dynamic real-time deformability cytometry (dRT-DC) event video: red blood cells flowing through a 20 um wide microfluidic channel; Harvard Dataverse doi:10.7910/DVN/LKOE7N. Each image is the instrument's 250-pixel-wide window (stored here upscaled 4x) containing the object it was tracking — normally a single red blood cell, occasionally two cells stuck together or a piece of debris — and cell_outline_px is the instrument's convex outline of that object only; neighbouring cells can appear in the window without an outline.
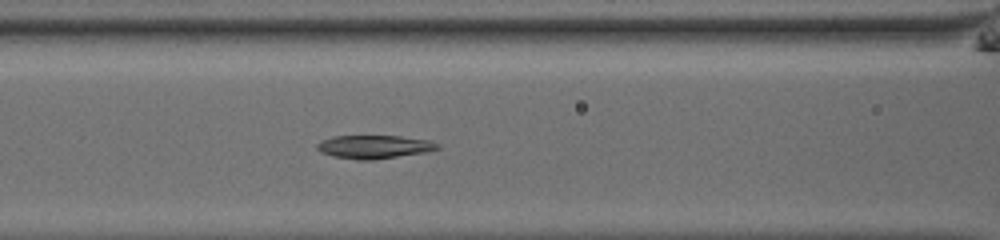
{"species": "common noctule bat (a hibernating species)", "species_latin": "Nyctalus noctula", "temperature_condition": "room temperature", "stored_images_in_passage": 36, "camera_frame_rate_fps": 3000, "um_per_image_px": 0.085, "animal": {"sex": "male", "body_mass_g": 13.0, "forearm_length_mm": 53.1}, "frame": {"image": 1, "passage_image": 8, "time_ms": 2.333, "image_size_px": [1000, 240], "cell_outline_px": [[440, 148], [428, 152], [372, 160], [356, 160], [332, 156], [320, 152], [316, 148], [316, 144], [320, 140], [332, 136], [400, 136], [428, 140], [440, 144]], "centroid_in_image_um": [31.78, 12.48], "position_along_channel_um": 134.8, "area_um2": 16.59}}
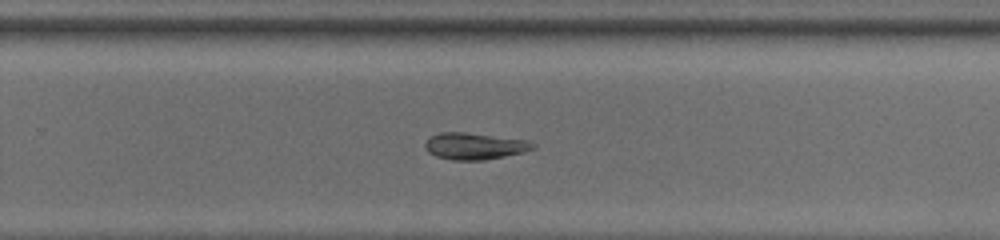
{"frame": {"image": 2, "passage_image": 20, "time_ms": 6.333, "image_size_px": [1000, 240], "cell_outline_px": [[536, 148], [524, 152], [484, 160], [452, 160], [436, 156], [428, 152], [424, 144], [432, 136], [440, 132], [468, 132], [528, 140], [536, 144]], "centroid_in_image_um": [40.38, 12.41], "position_along_channel_um": 289.4, "area_um2": 16.82}}
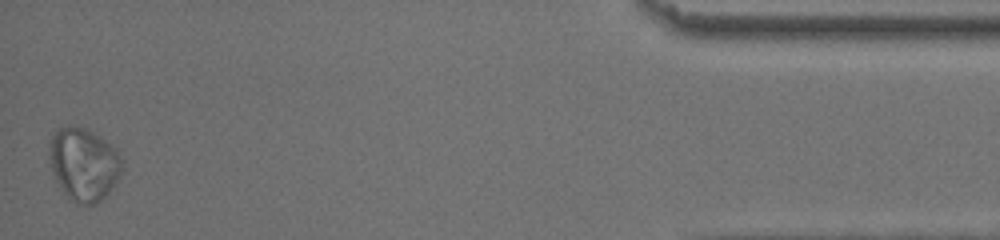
{"frame": {"image": 3, "passage_image": 36, "time_ms": 11.667, "image_size_px": [1000, 240], "cell_outline_px": [[124, 160], [120, 172], [112, 188], [96, 204], [76, 204], [68, 200], [56, 180], [52, 168], [48, 152], [52, 136], [60, 128], [68, 124], [84, 128], [100, 136], [116, 148]], "centroid_in_image_um": [7.12, 13.96], "position_along_channel_um": 428.1, "area_um2": 30.92}, "authors_computed_cell_mechanics": {"area_um2": 17.3689, "velocity_mm_per_s": 3.8691, "shape_relaxation_time_tau1_ms": 7.8448, "shape_relaxation_time_tau2_ms": 2.8491, "deformation_change_tau1": 0.211, "deformation_change_tau2": 0.0749}}